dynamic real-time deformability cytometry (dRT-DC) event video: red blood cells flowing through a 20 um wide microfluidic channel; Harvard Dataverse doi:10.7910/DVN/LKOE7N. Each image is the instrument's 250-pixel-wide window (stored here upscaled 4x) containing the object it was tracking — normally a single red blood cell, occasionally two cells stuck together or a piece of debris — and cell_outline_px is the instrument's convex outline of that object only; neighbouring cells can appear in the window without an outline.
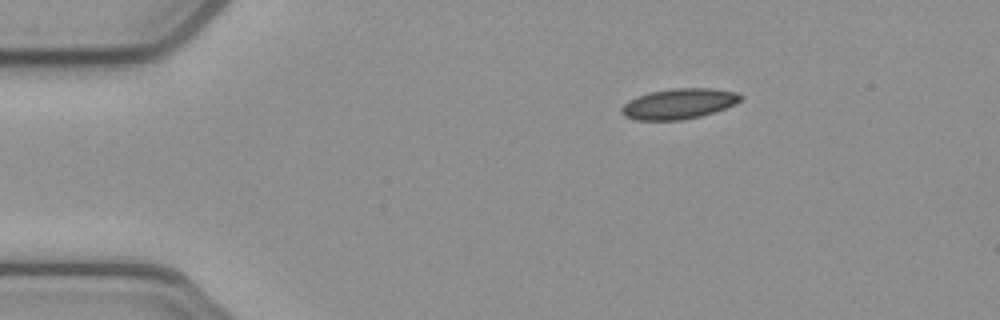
{"species": "common noctule bat (a hibernating species)", "species_latin": "Nyctalus noctula", "temperature_condition": "cold", "stored_images_in_passage": 45, "camera_frame_rate_fps": 3000, "um_per_image_px": 0.085, "animal": {"sex": "female", "body_mass_g": 21.9}, "frame": {"image": 1, "passage_image": 1, "time_ms": 0.0, "image_size_px": [1000, 320], "cell_outline_px": [[744, 96], [740, 100], [724, 108], [700, 116], [684, 120], [636, 120], [624, 116], [620, 112], [620, 108], [628, 100], [636, 96], [648, 92], [672, 88], [712, 88], [736, 92]], "centroid_in_image_um": [57.64, 8.81], "position_along_channel_um": 27.4, "area_um2": 21.15}}
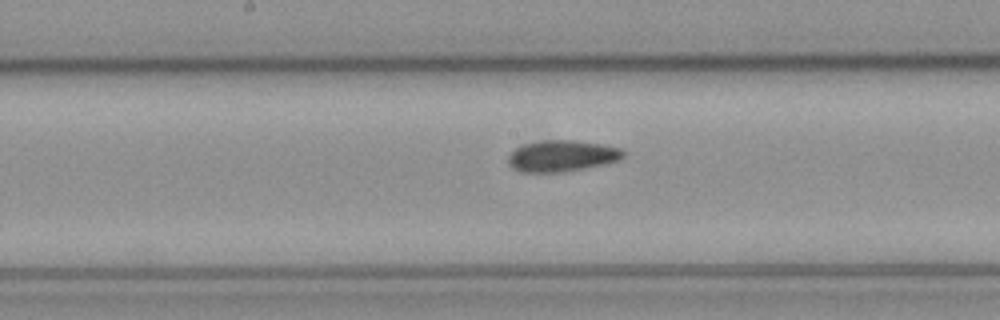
{"frame": {"image": 2, "passage_image": 19, "time_ms": 6.0, "image_size_px": [1000, 320], "cell_outline_px": [[624, 156], [616, 160], [604, 164], [560, 172], [520, 172], [512, 168], [508, 164], [508, 156], [516, 148], [524, 144], [540, 140], [572, 140], [600, 144], [620, 148], [624, 152]], "centroid_in_image_um": [47.7, 13.25], "position_along_channel_um": 200.5, "area_um2": 20.75}}
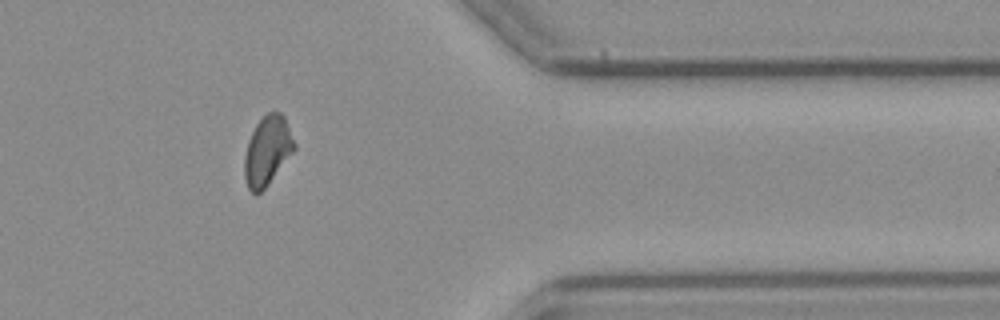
{"frame": {"image": 3, "passage_image": 35, "time_ms": 11.333, "image_size_px": [1000, 320], "cell_outline_px": [[296, 148], [268, 184], [256, 196], [248, 188], [244, 176], [244, 156], [248, 140], [256, 124], [268, 112], [280, 112], [284, 116], [296, 144]], "centroid_in_image_um": [22.72, 12.82], "position_along_channel_um": 388.7, "area_um2": 20.0}, "authors_computed_cell_mechanics": {"area_um2": 20.519, "velocity_mm_per_s": 3.8958, "shape_relaxation_time_tau1_ms": null, "shape_relaxation_time_tau2_ms": 5.4964, "deformation_change_tau1": null, "deformation_change_tau2": 0.0936}}